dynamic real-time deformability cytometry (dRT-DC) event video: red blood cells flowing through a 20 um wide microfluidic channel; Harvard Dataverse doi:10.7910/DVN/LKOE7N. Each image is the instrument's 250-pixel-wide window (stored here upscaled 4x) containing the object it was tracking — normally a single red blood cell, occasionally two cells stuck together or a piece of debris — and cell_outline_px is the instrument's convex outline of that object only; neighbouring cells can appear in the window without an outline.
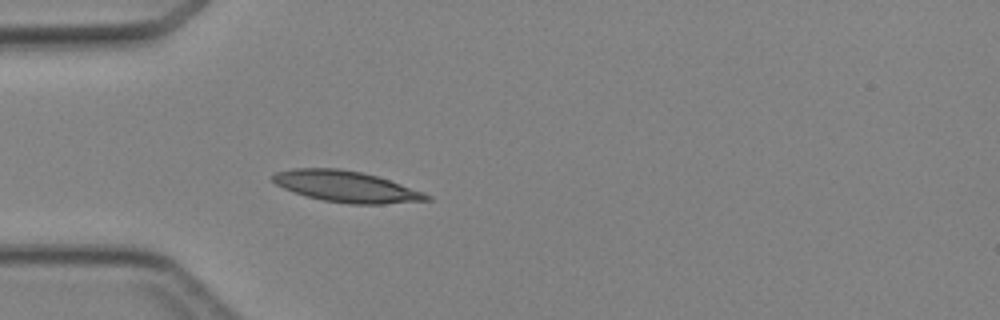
{"species": "Egyptian fruit bat (a non-hibernating species)", "species_latin": "Rousettus aegyptiacus", "temperature_condition": "cold", "stored_images_in_passage": 4, "camera_frame_rate_fps": 3000, "um_per_image_px": 0.085, "animal": {"sex": "female"}, "frame": {"image": 1, "passage_image": 4, "time_ms": 3.667, "image_size_px": [1000, 320], "cell_outline_px": [[432, 200], [384, 204], [348, 204], [324, 200], [308, 196], [284, 188], [276, 184], [272, 180], [272, 176], [276, 172], [292, 168], [340, 168], [360, 172], [376, 176], [424, 192], [432, 196]], "centroid_in_image_um": [29.45, 15.86], "position_along_channel_um": 55.5, "area_um2": 27.69}}